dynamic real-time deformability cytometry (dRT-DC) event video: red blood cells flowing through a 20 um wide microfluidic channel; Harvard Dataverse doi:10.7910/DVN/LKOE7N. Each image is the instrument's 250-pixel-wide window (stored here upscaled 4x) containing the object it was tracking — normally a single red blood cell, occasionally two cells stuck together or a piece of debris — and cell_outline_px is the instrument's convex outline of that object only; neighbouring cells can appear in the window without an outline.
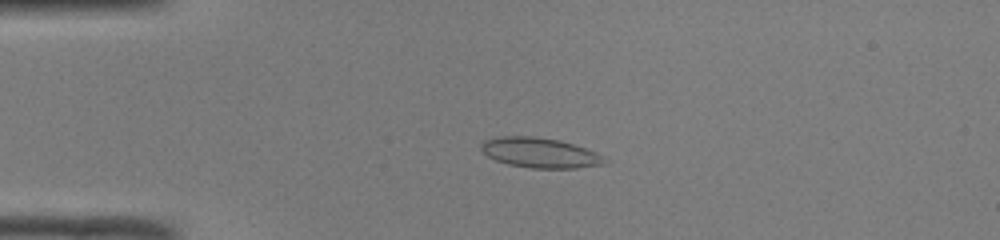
{"species": "common noctule bat (a hibernating species)", "species_latin": "Nyctalus noctula", "temperature_condition": "room temperature", "stored_images_in_passage": 48, "camera_frame_rate_fps": 3000, "um_per_image_px": 0.085, "animal": {"sex": "male", "body_mass_g": 19.0, "forearm_length_mm": 50.8}, "frame": {"image": 1, "passage_image": 11, "time_ms": 3.333, "image_size_px": [1000, 240], "cell_outline_px": [[608, 160], [600, 164], [576, 168], [532, 168], [508, 164], [496, 160], [488, 156], [480, 148], [480, 144], [484, 140], [504, 136], [536, 136], [560, 140], [596, 152], [604, 156]], "centroid_in_image_um": [45.88, 12.98], "position_along_channel_um": 39.1, "area_um2": 21.44}}
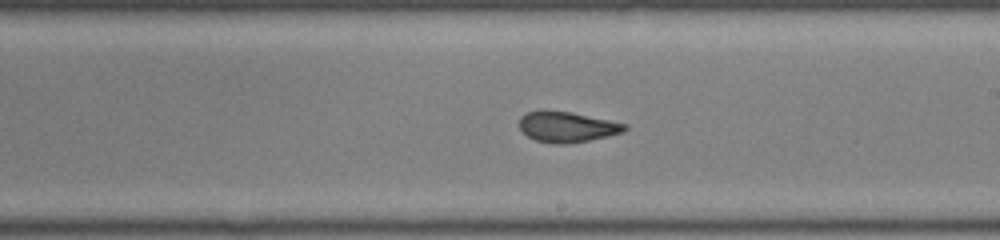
{"frame": {"image": 2, "passage_image": 28, "time_ms": 9.0, "image_size_px": [1000, 240], "cell_outline_px": [[628, 128], [624, 132], [608, 136], [588, 140], [564, 144], [556, 144], [536, 140], [528, 136], [520, 128], [520, 116], [524, 112], [540, 108], [544, 108], [572, 112], [628, 124]], "centroid_in_image_um": [48.17, 10.74], "position_along_channel_um": 240.8, "area_um2": 19.13}}
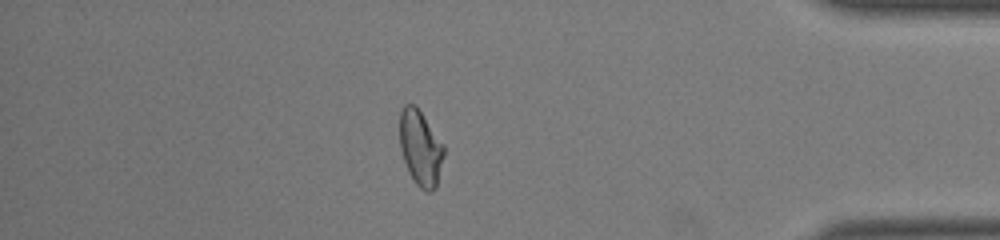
{"frame": {"image": 3, "passage_image": 42, "time_ms": 13.667, "image_size_px": [1000, 240], "cell_outline_px": [[444, 156], [436, 188], [432, 192], [424, 192], [416, 184], [408, 172], [400, 148], [400, 108], [404, 104], [416, 104], [444, 144]], "centroid_in_image_um": [35.74, 12.57], "position_along_channel_um": 399.5, "area_um2": 19.77}, "authors_computed_cell_mechanics": {"area_um2": 19.941, "velocity_mm_per_s": 4.1204, "shape_relaxation_time_tau1_ms": null, "shape_relaxation_time_tau2_ms": 1.1696, "deformation_change_tau1": null, "deformation_change_tau2": 0.0725}}